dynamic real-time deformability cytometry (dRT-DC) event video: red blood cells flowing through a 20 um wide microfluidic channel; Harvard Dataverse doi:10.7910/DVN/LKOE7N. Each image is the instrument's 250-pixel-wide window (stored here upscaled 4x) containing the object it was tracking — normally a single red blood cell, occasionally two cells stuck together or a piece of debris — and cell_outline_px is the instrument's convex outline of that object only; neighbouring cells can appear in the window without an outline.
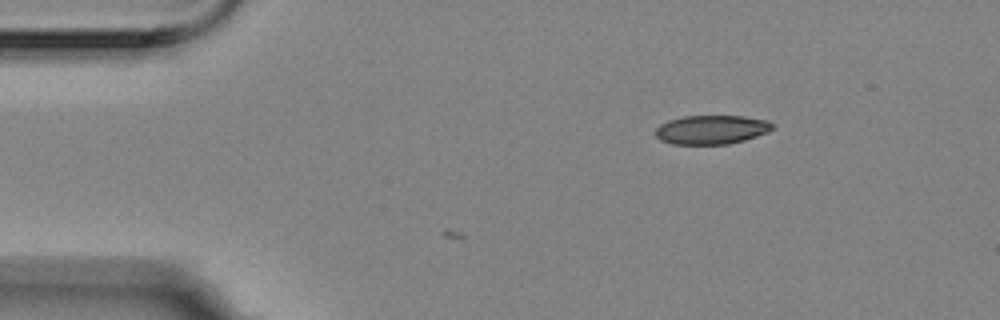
{"species": "Egyptian fruit bat (a non-hibernating species)", "species_latin": "Rousettus aegyptiacus", "temperature_condition": "room temperature", "stored_images_in_passage": 3, "camera_frame_rate_fps": 3000, "um_per_image_px": 0.085, "animal": {"sex": "female"}, "frame": {"image": 1, "passage_image": 3, "time_ms": 0.667, "image_size_px": [1000, 320], "cell_outline_px": [[776, 128], [768, 132], [744, 140], [728, 144], [672, 144], [660, 140], [656, 136], [656, 128], [660, 124], [668, 120], [684, 116], [744, 116], [768, 120], [776, 124]], "centroid_in_image_um": [60.52, 11.01], "position_along_channel_um": 24.5, "area_um2": 19.94}}